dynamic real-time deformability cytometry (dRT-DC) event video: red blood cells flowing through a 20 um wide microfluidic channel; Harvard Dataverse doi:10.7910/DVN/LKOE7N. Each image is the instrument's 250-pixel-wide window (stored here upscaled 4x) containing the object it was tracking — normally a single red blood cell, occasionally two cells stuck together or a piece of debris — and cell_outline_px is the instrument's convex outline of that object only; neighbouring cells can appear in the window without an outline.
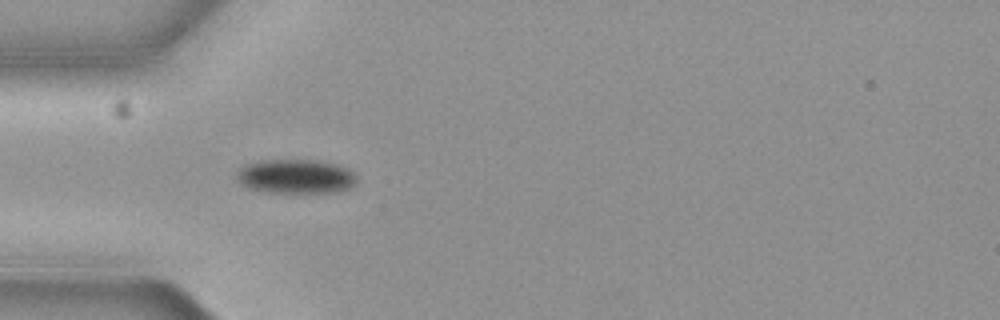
{"species": "common noctule bat (a hibernating species)", "species_latin": "Nyctalus noctula", "temperature_condition": "cold", "stored_images_in_passage": 3, "camera_frame_rate_fps": 3000, "um_per_image_px": 0.085, "animal": {"sex": "female", "body_mass_g": 19.3, "forearm_length_mm": 54.1}, "frame": {"image": 1, "passage_image": 1, "time_ms": 0.0, "image_size_px": [1000, 320], "cell_outline_px": [[356, 180], [348, 188], [332, 192], [268, 192], [248, 188], [236, 176], [236, 172], [244, 164], [260, 160], [316, 160], [336, 164], [348, 168], [356, 176]], "centroid_in_image_um": [25.11, 14.98], "position_along_channel_um": 59.9, "area_um2": 23.7}}
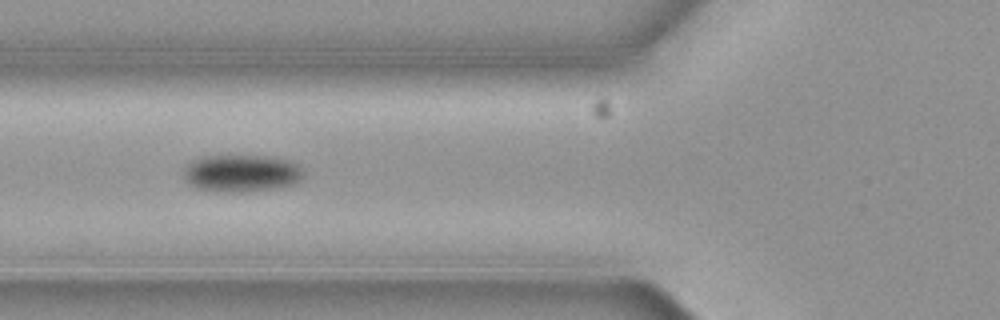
{"frame": {"image": 2, "passage_image": 2, "time_ms": 0.333, "image_size_px": [1000, 320], "cell_outline_px": [[304, 176], [300, 180], [292, 184], [276, 188], [240, 192], [216, 192], [196, 188], [188, 184], [184, 180], [184, 168], [192, 160], [204, 156], [272, 156], [292, 160], [304, 168]], "centroid_in_image_um": [20.54, 14.72], "position_along_channel_um": 105.3, "area_um2": 26.47}}
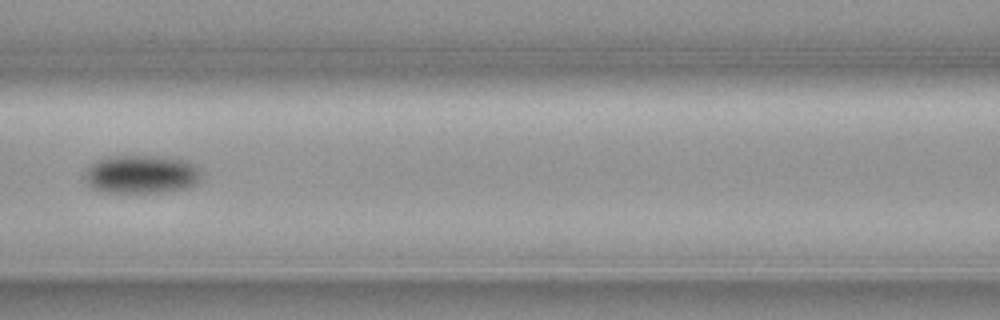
{"frame": {"image": 3, "passage_image": 3, "time_ms": 0.667, "image_size_px": [1000, 320], "cell_outline_px": [[200, 176], [192, 184], [184, 188], [164, 192], [104, 192], [92, 188], [88, 184], [84, 176], [88, 168], [96, 160], [108, 156], [176, 156], [192, 160], [200, 168]], "centroid_in_image_um": [12.05, 14.78], "position_along_channel_um": 154.6, "area_um2": 26.36}}